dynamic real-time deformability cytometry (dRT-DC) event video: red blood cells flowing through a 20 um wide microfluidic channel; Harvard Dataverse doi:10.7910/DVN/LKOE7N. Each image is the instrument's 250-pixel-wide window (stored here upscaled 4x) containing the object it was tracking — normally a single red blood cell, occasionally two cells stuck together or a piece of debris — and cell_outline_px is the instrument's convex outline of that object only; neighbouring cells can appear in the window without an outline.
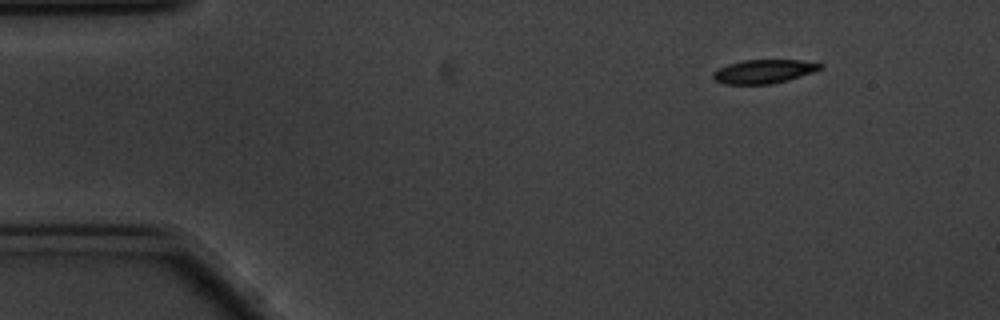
{"species": "common noctule bat (a hibernating species)", "species_latin": "Nyctalus noctula", "temperature_condition": "cold", "stored_images_in_passage": 14, "camera_frame_rate_fps": 3000, "um_per_image_px": 0.085, "animal": {"sex": "male", "body_mass_g": 20.1, "forearm_length_mm": 53.5}, "frame": {"image": 1, "passage_image": 1, "time_ms": 0.0, "image_size_px": [1000, 320], "cell_outline_px": [[824, 68], [800, 76], [772, 84], [724, 84], [716, 80], [712, 76], [712, 72], [728, 64], [744, 60], [800, 60], [824, 64]], "centroid_in_image_um": [64.93, 6.07], "position_along_channel_um": 20.1, "area_um2": 14.74}}
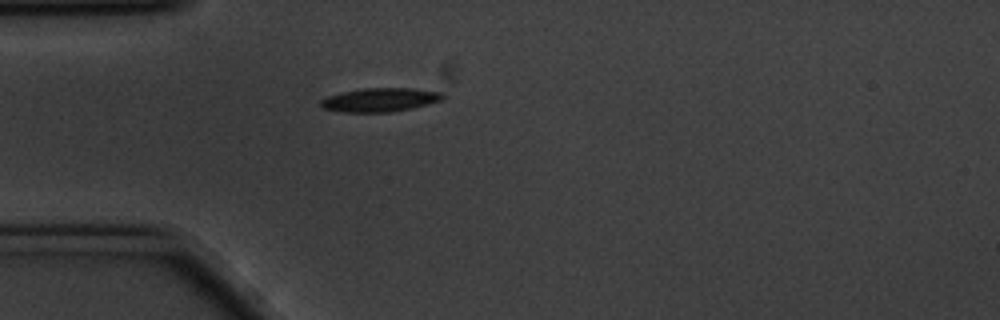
{"frame": {"image": 2, "passage_image": 10, "time_ms": 3.0, "image_size_px": [1000, 320], "cell_outline_px": [[444, 96], [440, 100], [428, 104], [412, 108], [388, 112], [344, 112], [324, 108], [320, 104], [320, 100], [328, 96], [340, 92], [364, 88], [412, 88], [440, 92]], "centroid_in_image_um": [32.27, 8.48], "position_along_channel_um": 52.7, "area_um2": 16.7}}